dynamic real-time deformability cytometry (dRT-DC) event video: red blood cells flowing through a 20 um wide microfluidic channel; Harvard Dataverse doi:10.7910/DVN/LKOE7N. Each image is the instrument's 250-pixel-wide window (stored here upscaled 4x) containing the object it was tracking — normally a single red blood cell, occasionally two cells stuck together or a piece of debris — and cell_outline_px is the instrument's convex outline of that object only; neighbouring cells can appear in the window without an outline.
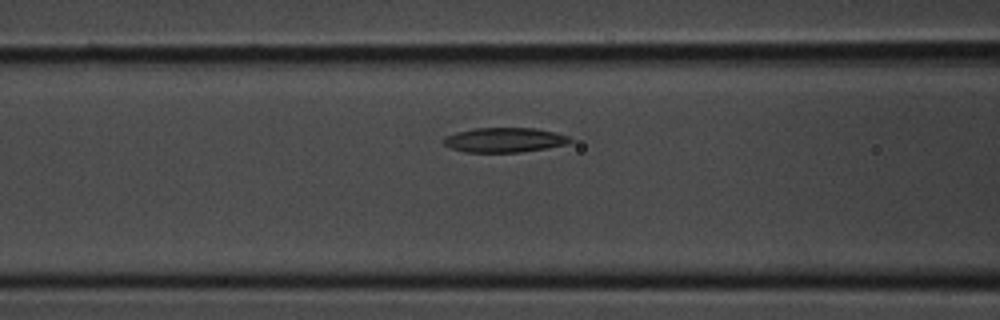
{"species": "common noctule bat (a hibernating species)", "species_latin": "Nyctalus noctula", "temperature_condition": "room temperature", "stored_images_in_passage": 35, "camera_frame_rate_fps": 3000, "um_per_image_px": 0.085, "animal": {"sex": "male", "body_mass_g": 20.1, "forearm_length_mm": 53.5}, "frame": {"image": 1, "passage_image": 12, "time_ms": 3.667, "image_size_px": [1000, 320], "cell_outline_px": [[572, 140], [568, 144], [548, 148], [520, 152], [464, 152], [452, 148], [444, 144], [440, 140], [444, 136], [456, 132], [472, 128], [536, 128], [568, 136]], "centroid_in_image_um": [42.83, 11.89], "position_along_channel_um": 123.8, "area_um2": 18.26}}
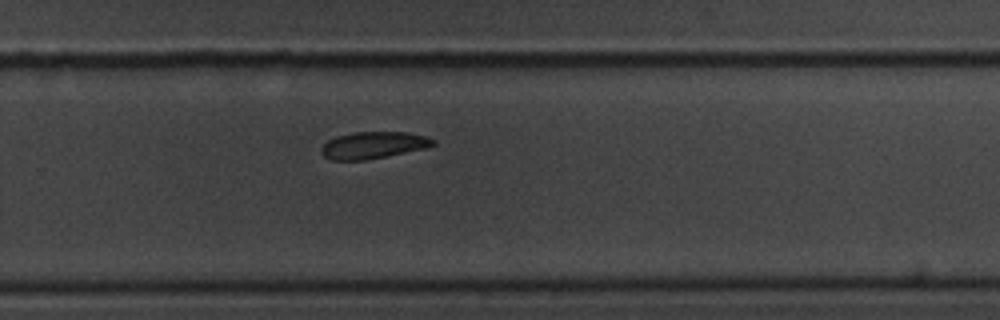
{"frame": {"image": 2, "passage_image": 22, "time_ms": 7.0, "image_size_px": [1000, 320], "cell_outline_px": [[436, 144], [428, 148], [368, 160], [332, 160], [324, 156], [320, 152], [320, 148], [328, 140], [336, 136], [356, 132], [408, 132], [424, 136], [436, 140]], "centroid_in_image_um": [31.75, 12.34], "position_along_channel_um": 298.0, "area_um2": 17.69}}
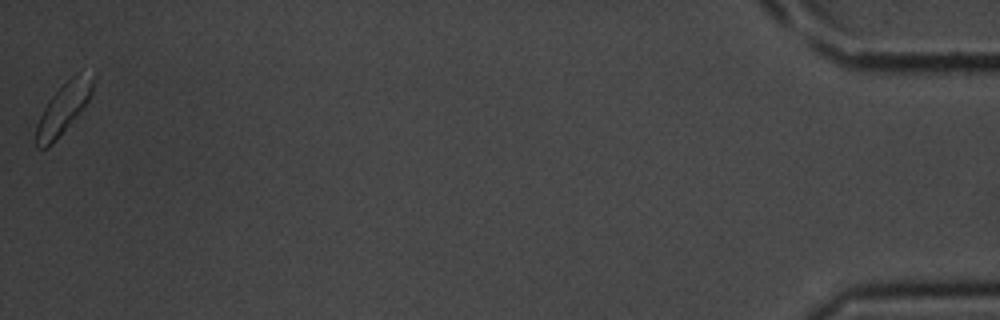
{"frame": {"image": 3, "passage_image": 35, "time_ms": 11.333, "image_size_px": [1000, 320], "cell_outline_px": [[96, 76], [92, 96], [80, 112], [52, 144], [44, 148], [36, 148], [36, 124], [48, 100], [76, 72], [96, 72]], "centroid_in_image_um": [5.45, 9.15], "position_along_channel_um": 429.7, "area_um2": 16.88}}